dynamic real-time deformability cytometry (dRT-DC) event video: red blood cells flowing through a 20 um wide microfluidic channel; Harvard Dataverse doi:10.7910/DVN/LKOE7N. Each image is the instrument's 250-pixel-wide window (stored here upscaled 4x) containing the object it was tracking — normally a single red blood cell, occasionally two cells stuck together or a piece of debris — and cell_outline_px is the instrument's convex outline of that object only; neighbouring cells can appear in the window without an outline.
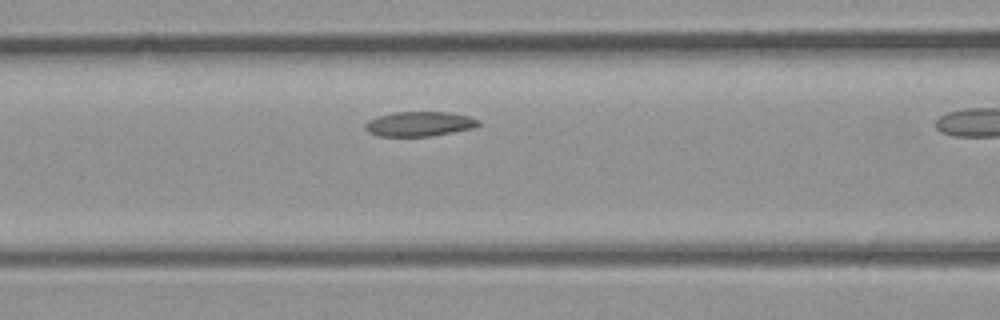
{"species": "common noctule bat (a hibernating species)", "species_latin": "Nyctalus noctula", "temperature_condition": "room temperature", "stored_images_in_passage": 6, "camera_frame_rate_fps": 3000, "um_per_image_px": 0.085, "animal": {"sex": "male", "body_mass_g": 23.1, "forearm_length_mm": 52.7}, "frame": {"image": 1, "passage_image": 5, "time_ms": 1.333, "image_size_px": [1000, 320], "cell_outline_px": [[480, 124], [472, 128], [432, 136], [376, 136], [368, 132], [364, 128], [364, 124], [368, 120], [380, 116], [396, 112], [452, 112], [468, 116], [480, 120]], "centroid_in_image_um": [35.64, 10.53], "position_along_channel_um": 131.0, "area_um2": 16.3}}